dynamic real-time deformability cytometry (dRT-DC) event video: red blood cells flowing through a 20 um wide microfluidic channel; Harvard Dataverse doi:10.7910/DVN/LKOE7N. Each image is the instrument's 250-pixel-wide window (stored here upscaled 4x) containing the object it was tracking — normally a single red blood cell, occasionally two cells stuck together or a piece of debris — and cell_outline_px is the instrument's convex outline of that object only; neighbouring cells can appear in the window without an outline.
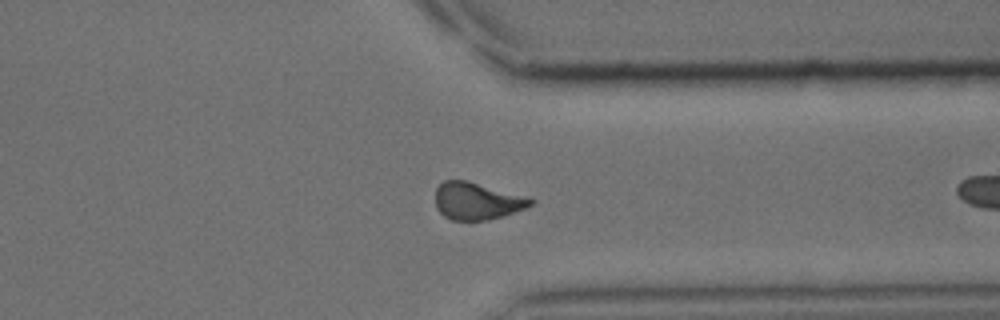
{"species": "common noctule bat (a hibernating species)", "species_latin": "Nyctalus noctula", "temperature_condition": "cold", "stored_images_in_passage": 25, "camera_frame_rate_fps": 3000, "um_per_image_px": 0.085, "animal": {"sex": "male", "body_mass_g": 15.6}, "frame": {"image": 1, "passage_image": 25, "time_ms": 8.0, "image_size_px": [1000, 320], "cell_outline_px": [[536, 200], [532, 204], [524, 208], [488, 220], [452, 220], [444, 216], [436, 208], [436, 188], [444, 180], [468, 180], [528, 196]], "centroid_in_image_um": [40.54, 17.06], "position_along_channel_um": 370.9, "area_um2": 20.69}}